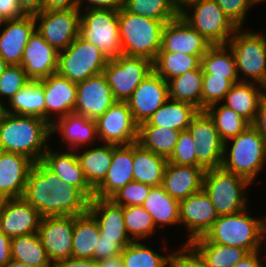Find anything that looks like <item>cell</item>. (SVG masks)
<instances>
[{
  "label": "cell",
  "mask_w": 266,
  "mask_h": 267,
  "mask_svg": "<svg viewBox=\"0 0 266 267\" xmlns=\"http://www.w3.org/2000/svg\"><path fill=\"white\" fill-rule=\"evenodd\" d=\"M23 198L44 217L78 216L89 209L90 200L66 184L41 161L33 163Z\"/></svg>",
  "instance_id": "cell-1"
},
{
  "label": "cell",
  "mask_w": 266,
  "mask_h": 267,
  "mask_svg": "<svg viewBox=\"0 0 266 267\" xmlns=\"http://www.w3.org/2000/svg\"><path fill=\"white\" fill-rule=\"evenodd\" d=\"M50 124L32 116L7 113L0 121V151L27 156L34 163L51 145Z\"/></svg>",
  "instance_id": "cell-2"
},
{
  "label": "cell",
  "mask_w": 266,
  "mask_h": 267,
  "mask_svg": "<svg viewBox=\"0 0 266 267\" xmlns=\"http://www.w3.org/2000/svg\"><path fill=\"white\" fill-rule=\"evenodd\" d=\"M250 211L248 207L219 216L204 237L211 243L244 248L250 253L266 249V214L258 217Z\"/></svg>",
  "instance_id": "cell-3"
},
{
  "label": "cell",
  "mask_w": 266,
  "mask_h": 267,
  "mask_svg": "<svg viewBox=\"0 0 266 267\" xmlns=\"http://www.w3.org/2000/svg\"><path fill=\"white\" fill-rule=\"evenodd\" d=\"M265 164V141L252 125L224 142L220 166L223 169L242 176L254 184L259 174H263L262 172L266 170Z\"/></svg>",
  "instance_id": "cell-4"
},
{
  "label": "cell",
  "mask_w": 266,
  "mask_h": 267,
  "mask_svg": "<svg viewBox=\"0 0 266 267\" xmlns=\"http://www.w3.org/2000/svg\"><path fill=\"white\" fill-rule=\"evenodd\" d=\"M118 24L122 54L153 62L161 48L165 23L132 14L122 6L118 11Z\"/></svg>",
  "instance_id": "cell-5"
},
{
  "label": "cell",
  "mask_w": 266,
  "mask_h": 267,
  "mask_svg": "<svg viewBox=\"0 0 266 267\" xmlns=\"http://www.w3.org/2000/svg\"><path fill=\"white\" fill-rule=\"evenodd\" d=\"M249 187H253L249 180L222 167L205 170L202 189L218 216L239 213L250 207Z\"/></svg>",
  "instance_id": "cell-6"
},
{
  "label": "cell",
  "mask_w": 266,
  "mask_h": 267,
  "mask_svg": "<svg viewBox=\"0 0 266 267\" xmlns=\"http://www.w3.org/2000/svg\"><path fill=\"white\" fill-rule=\"evenodd\" d=\"M247 29L238 28L227 45L235 57L239 80L259 83L266 73V33Z\"/></svg>",
  "instance_id": "cell-7"
},
{
  "label": "cell",
  "mask_w": 266,
  "mask_h": 267,
  "mask_svg": "<svg viewBox=\"0 0 266 267\" xmlns=\"http://www.w3.org/2000/svg\"><path fill=\"white\" fill-rule=\"evenodd\" d=\"M118 11L80 10L79 36L98 47L108 60L115 59L122 54Z\"/></svg>",
  "instance_id": "cell-8"
},
{
  "label": "cell",
  "mask_w": 266,
  "mask_h": 267,
  "mask_svg": "<svg viewBox=\"0 0 266 267\" xmlns=\"http://www.w3.org/2000/svg\"><path fill=\"white\" fill-rule=\"evenodd\" d=\"M108 62L102 51L79 35L58 54L57 73L73 83L103 73Z\"/></svg>",
  "instance_id": "cell-9"
},
{
  "label": "cell",
  "mask_w": 266,
  "mask_h": 267,
  "mask_svg": "<svg viewBox=\"0 0 266 267\" xmlns=\"http://www.w3.org/2000/svg\"><path fill=\"white\" fill-rule=\"evenodd\" d=\"M180 15L211 45H227L238 29L214 0H199Z\"/></svg>",
  "instance_id": "cell-10"
},
{
  "label": "cell",
  "mask_w": 266,
  "mask_h": 267,
  "mask_svg": "<svg viewBox=\"0 0 266 267\" xmlns=\"http://www.w3.org/2000/svg\"><path fill=\"white\" fill-rule=\"evenodd\" d=\"M153 71V62L144 57L119 55L108 60L103 74L116 101H127L136 87Z\"/></svg>",
  "instance_id": "cell-11"
},
{
  "label": "cell",
  "mask_w": 266,
  "mask_h": 267,
  "mask_svg": "<svg viewBox=\"0 0 266 267\" xmlns=\"http://www.w3.org/2000/svg\"><path fill=\"white\" fill-rule=\"evenodd\" d=\"M95 121L99 143L126 146L138 141V125L127 101H116Z\"/></svg>",
  "instance_id": "cell-12"
},
{
  "label": "cell",
  "mask_w": 266,
  "mask_h": 267,
  "mask_svg": "<svg viewBox=\"0 0 266 267\" xmlns=\"http://www.w3.org/2000/svg\"><path fill=\"white\" fill-rule=\"evenodd\" d=\"M36 30L58 52L65 50L79 35L80 10H43L34 15Z\"/></svg>",
  "instance_id": "cell-13"
},
{
  "label": "cell",
  "mask_w": 266,
  "mask_h": 267,
  "mask_svg": "<svg viewBox=\"0 0 266 267\" xmlns=\"http://www.w3.org/2000/svg\"><path fill=\"white\" fill-rule=\"evenodd\" d=\"M218 213L214 208L206 192L194 193L179 202L180 229L185 233L183 244H189L192 240L204 236L213 226L218 218Z\"/></svg>",
  "instance_id": "cell-14"
},
{
  "label": "cell",
  "mask_w": 266,
  "mask_h": 267,
  "mask_svg": "<svg viewBox=\"0 0 266 267\" xmlns=\"http://www.w3.org/2000/svg\"><path fill=\"white\" fill-rule=\"evenodd\" d=\"M187 130L196 144L197 161L205 168H219L222 163L224 141L205 110H199Z\"/></svg>",
  "instance_id": "cell-15"
},
{
  "label": "cell",
  "mask_w": 266,
  "mask_h": 267,
  "mask_svg": "<svg viewBox=\"0 0 266 267\" xmlns=\"http://www.w3.org/2000/svg\"><path fill=\"white\" fill-rule=\"evenodd\" d=\"M50 133L51 141L58 135L60 149L77 150L99 143L96 121L74 112L55 120L50 125Z\"/></svg>",
  "instance_id": "cell-16"
},
{
  "label": "cell",
  "mask_w": 266,
  "mask_h": 267,
  "mask_svg": "<svg viewBox=\"0 0 266 267\" xmlns=\"http://www.w3.org/2000/svg\"><path fill=\"white\" fill-rule=\"evenodd\" d=\"M169 99L168 82L154 70L127 100L134 122L139 126Z\"/></svg>",
  "instance_id": "cell-17"
},
{
  "label": "cell",
  "mask_w": 266,
  "mask_h": 267,
  "mask_svg": "<svg viewBox=\"0 0 266 267\" xmlns=\"http://www.w3.org/2000/svg\"><path fill=\"white\" fill-rule=\"evenodd\" d=\"M73 228L74 216H55L41 219L37 234L52 264L71 257Z\"/></svg>",
  "instance_id": "cell-18"
},
{
  "label": "cell",
  "mask_w": 266,
  "mask_h": 267,
  "mask_svg": "<svg viewBox=\"0 0 266 267\" xmlns=\"http://www.w3.org/2000/svg\"><path fill=\"white\" fill-rule=\"evenodd\" d=\"M41 219L23 197L0 200V231L9 238L37 233Z\"/></svg>",
  "instance_id": "cell-19"
},
{
  "label": "cell",
  "mask_w": 266,
  "mask_h": 267,
  "mask_svg": "<svg viewBox=\"0 0 266 267\" xmlns=\"http://www.w3.org/2000/svg\"><path fill=\"white\" fill-rule=\"evenodd\" d=\"M116 102L103 73L77 83L74 113L96 120Z\"/></svg>",
  "instance_id": "cell-20"
},
{
  "label": "cell",
  "mask_w": 266,
  "mask_h": 267,
  "mask_svg": "<svg viewBox=\"0 0 266 267\" xmlns=\"http://www.w3.org/2000/svg\"><path fill=\"white\" fill-rule=\"evenodd\" d=\"M212 45L179 15L166 22L159 52L203 56Z\"/></svg>",
  "instance_id": "cell-21"
},
{
  "label": "cell",
  "mask_w": 266,
  "mask_h": 267,
  "mask_svg": "<svg viewBox=\"0 0 266 267\" xmlns=\"http://www.w3.org/2000/svg\"><path fill=\"white\" fill-rule=\"evenodd\" d=\"M45 98V120L51 125L55 120L74 112L77 84L54 73L41 79Z\"/></svg>",
  "instance_id": "cell-22"
},
{
  "label": "cell",
  "mask_w": 266,
  "mask_h": 267,
  "mask_svg": "<svg viewBox=\"0 0 266 267\" xmlns=\"http://www.w3.org/2000/svg\"><path fill=\"white\" fill-rule=\"evenodd\" d=\"M58 54L35 29L25 46L20 66L30 80L38 81L57 73Z\"/></svg>",
  "instance_id": "cell-23"
},
{
  "label": "cell",
  "mask_w": 266,
  "mask_h": 267,
  "mask_svg": "<svg viewBox=\"0 0 266 267\" xmlns=\"http://www.w3.org/2000/svg\"><path fill=\"white\" fill-rule=\"evenodd\" d=\"M50 145L42 163L66 184L78 188L89 200L94 197V189L86 180L75 150L60 149ZM54 148V150H53Z\"/></svg>",
  "instance_id": "cell-24"
},
{
  "label": "cell",
  "mask_w": 266,
  "mask_h": 267,
  "mask_svg": "<svg viewBox=\"0 0 266 267\" xmlns=\"http://www.w3.org/2000/svg\"><path fill=\"white\" fill-rule=\"evenodd\" d=\"M36 29L34 15L5 20L0 27V56L8 65H20L25 46Z\"/></svg>",
  "instance_id": "cell-25"
},
{
  "label": "cell",
  "mask_w": 266,
  "mask_h": 267,
  "mask_svg": "<svg viewBox=\"0 0 266 267\" xmlns=\"http://www.w3.org/2000/svg\"><path fill=\"white\" fill-rule=\"evenodd\" d=\"M33 163L25 155L0 151V200L23 197Z\"/></svg>",
  "instance_id": "cell-26"
},
{
  "label": "cell",
  "mask_w": 266,
  "mask_h": 267,
  "mask_svg": "<svg viewBox=\"0 0 266 267\" xmlns=\"http://www.w3.org/2000/svg\"><path fill=\"white\" fill-rule=\"evenodd\" d=\"M133 144L112 145V161L105 179L94 189V197L110 199L119 189L133 181Z\"/></svg>",
  "instance_id": "cell-27"
},
{
  "label": "cell",
  "mask_w": 266,
  "mask_h": 267,
  "mask_svg": "<svg viewBox=\"0 0 266 267\" xmlns=\"http://www.w3.org/2000/svg\"><path fill=\"white\" fill-rule=\"evenodd\" d=\"M88 212L96 219L100 235L104 238L116 239L123 248L133 241L125 228L122 206L114 204L110 199L93 197Z\"/></svg>",
  "instance_id": "cell-28"
},
{
  "label": "cell",
  "mask_w": 266,
  "mask_h": 267,
  "mask_svg": "<svg viewBox=\"0 0 266 267\" xmlns=\"http://www.w3.org/2000/svg\"><path fill=\"white\" fill-rule=\"evenodd\" d=\"M203 166L176 165L167 162L162 187L175 200L182 201L203 188Z\"/></svg>",
  "instance_id": "cell-29"
},
{
  "label": "cell",
  "mask_w": 266,
  "mask_h": 267,
  "mask_svg": "<svg viewBox=\"0 0 266 267\" xmlns=\"http://www.w3.org/2000/svg\"><path fill=\"white\" fill-rule=\"evenodd\" d=\"M163 234L166 233H162L163 239L160 240L162 246L159 248L153 247V240L132 241L124 247L120 254L124 267H170L171 254L175 248L169 246V241Z\"/></svg>",
  "instance_id": "cell-30"
},
{
  "label": "cell",
  "mask_w": 266,
  "mask_h": 267,
  "mask_svg": "<svg viewBox=\"0 0 266 267\" xmlns=\"http://www.w3.org/2000/svg\"><path fill=\"white\" fill-rule=\"evenodd\" d=\"M142 207L151 214L154 225L161 232L169 226L180 227L179 201L171 197L162 186L151 188Z\"/></svg>",
  "instance_id": "cell-31"
},
{
  "label": "cell",
  "mask_w": 266,
  "mask_h": 267,
  "mask_svg": "<svg viewBox=\"0 0 266 267\" xmlns=\"http://www.w3.org/2000/svg\"><path fill=\"white\" fill-rule=\"evenodd\" d=\"M86 180L95 189L104 179L112 161V145L98 143L75 150Z\"/></svg>",
  "instance_id": "cell-32"
},
{
  "label": "cell",
  "mask_w": 266,
  "mask_h": 267,
  "mask_svg": "<svg viewBox=\"0 0 266 267\" xmlns=\"http://www.w3.org/2000/svg\"><path fill=\"white\" fill-rule=\"evenodd\" d=\"M167 158L144 149L139 143L133 144V181L152 187L161 186Z\"/></svg>",
  "instance_id": "cell-33"
},
{
  "label": "cell",
  "mask_w": 266,
  "mask_h": 267,
  "mask_svg": "<svg viewBox=\"0 0 266 267\" xmlns=\"http://www.w3.org/2000/svg\"><path fill=\"white\" fill-rule=\"evenodd\" d=\"M262 99L259 83L240 81L233 84L222 103L252 124Z\"/></svg>",
  "instance_id": "cell-34"
},
{
  "label": "cell",
  "mask_w": 266,
  "mask_h": 267,
  "mask_svg": "<svg viewBox=\"0 0 266 267\" xmlns=\"http://www.w3.org/2000/svg\"><path fill=\"white\" fill-rule=\"evenodd\" d=\"M189 245L201 256L207 267H233L250 254L247 249L209 242L204 236Z\"/></svg>",
  "instance_id": "cell-35"
},
{
  "label": "cell",
  "mask_w": 266,
  "mask_h": 267,
  "mask_svg": "<svg viewBox=\"0 0 266 267\" xmlns=\"http://www.w3.org/2000/svg\"><path fill=\"white\" fill-rule=\"evenodd\" d=\"M199 109L194 105L168 99L146 121L148 125L168 127L179 131L187 130Z\"/></svg>",
  "instance_id": "cell-36"
},
{
  "label": "cell",
  "mask_w": 266,
  "mask_h": 267,
  "mask_svg": "<svg viewBox=\"0 0 266 267\" xmlns=\"http://www.w3.org/2000/svg\"><path fill=\"white\" fill-rule=\"evenodd\" d=\"M7 113L45 120V98L41 80H31L6 104Z\"/></svg>",
  "instance_id": "cell-37"
},
{
  "label": "cell",
  "mask_w": 266,
  "mask_h": 267,
  "mask_svg": "<svg viewBox=\"0 0 266 267\" xmlns=\"http://www.w3.org/2000/svg\"><path fill=\"white\" fill-rule=\"evenodd\" d=\"M100 229L96 219L87 211L74 216L71 257L77 259L93 258Z\"/></svg>",
  "instance_id": "cell-38"
},
{
  "label": "cell",
  "mask_w": 266,
  "mask_h": 267,
  "mask_svg": "<svg viewBox=\"0 0 266 267\" xmlns=\"http://www.w3.org/2000/svg\"><path fill=\"white\" fill-rule=\"evenodd\" d=\"M181 131L168 127L151 126L146 122L138 126V141L144 149L169 158L174 151Z\"/></svg>",
  "instance_id": "cell-39"
},
{
  "label": "cell",
  "mask_w": 266,
  "mask_h": 267,
  "mask_svg": "<svg viewBox=\"0 0 266 267\" xmlns=\"http://www.w3.org/2000/svg\"><path fill=\"white\" fill-rule=\"evenodd\" d=\"M11 259L31 267H53L37 233L11 238Z\"/></svg>",
  "instance_id": "cell-40"
},
{
  "label": "cell",
  "mask_w": 266,
  "mask_h": 267,
  "mask_svg": "<svg viewBox=\"0 0 266 267\" xmlns=\"http://www.w3.org/2000/svg\"><path fill=\"white\" fill-rule=\"evenodd\" d=\"M202 67L190 70L168 81L169 98L187 102L202 110Z\"/></svg>",
  "instance_id": "cell-41"
},
{
  "label": "cell",
  "mask_w": 266,
  "mask_h": 267,
  "mask_svg": "<svg viewBox=\"0 0 266 267\" xmlns=\"http://www.w3.org/2000/svg\"><path fill=\"white\" fill-rule=\"evenodd\" d=\"M203 74H211L230 79L233 83L240 82L236 61L228 45H212L201 58Z\"/></svg>",
  "instance_id": "cell-42"
},
{
  "label": "cell",
  "mask_w": 266,
  "mask_h": 267,
  "mask_svg": "<svg viewBox=\"0 0 266 267\" xmlns=\"http://www.w3.org/2000/svg\"><path fill=\"white\" fill-rule=\"evenodd\" d=\"M202 56L176 52H158L153 61V70L165 81L201 67Z\"/></svg>",
  "instance_id": "cell-43"
},
{
  "label": "cell",
  "mask_w": 266,
  "mask_h": 267,
  "mask_svg": "<svg viewBox=\"0 0 266 267\" xmlns=\"http://www.w3.org/2000/svg\"><path fill=\"white\" fill-rule=\"evenodd\" d=\"M205 111L213 120L224 142L236 137L251 125L245 118L222 102L208 106Z\"/></svg>",
  "instance_id": "cell-44"
},
{
  "label": "cell",
  "mask_w": 266,
  "mask_h": 267,
  "mask_svg": "<svg viewBox=\"0 0 266 267\" xmlns=\"http://www.w3.org/2000/svg\"><path fill=\"white\" fill-rule=\"evenodd\" d=\"M123 215L126 231L133 241H149L160 232L154 225L151 214L142 206L123 207Z\"/></svg>",
  "instance_id": "cell-45"
},
{
  "label": "cell",
  "mask_w": 266,
  "mask_h": 267,
  "mask_svg": "<svg viewBox=\"0 0 266 267\" xmlns=\"http://www.w3.org/2000/svg\"><path fill=\"white\" fill-rule=\"evenodd\" d=\"M123 7L132 14L163 23L172 21L180 15L171 0H123Z\"/></svg>",
  "instance_id": "cell-46"
},
{
  "label": "cell",
  "mask_w": 266,
  "mask_h": 267,
  "mask_svg": "<svg viewBox=\"0 0 266 267\" xmlns=\"http://www.w3.org/2000/svg\"><path fill=\"white\" fill-rule=\"evenodd\" d=\"M30 81L20 65H9L0 76V99L7 104Z\"/></svg>",
  "instance_id": "cell-47"
},
{
  "label": "cell",
  "mask_w": 266,
  "mask_h": 267,
  "mask_svg": "<svg viewBox=\"0 0 266 267\" xmlns=\"http://www.w3.org/2000/svg\"><path fill=\"white\" fill-rule=\"evenodd\" d=\"M233 84L230 79L203 74L202 110L212 104L221 103Z\"/></svg>",
  "instance_id": "cell-48"
},
{
  "label": "cell",
  "mask_w": 266,
  "mask_h": 267,
  "mask_svg": "<svg viewBox=\"0 0 266 267\" xmlns=\"http://www.w3.org/2000/svg\"><path fill=\"white\" fill-rule=\"evenodd\" d=\"M196 144L188 130L181 131L174 151L167 159L176 165L202 166L196 158Z\"/></svg>",
  "instance_id": "cell-49"
},
{
  "label": "cell",
  "mask_w": 266,
  "mask_h": 267,
  "mask_svg": "<svg viewBox=\"0 0 266 267\" xmlns=\"http://www.w3.org/2000/svg\"><path fill=\"white\" fill-rule=\"evenodd\" d=\"M152 186L131 181L119 189L110 200L119 206H142Z\"/></svg>",
  "instance_id": "cell-50"
},
{
  "label": "cell",
  "mask_w": 266,
  "mask_h": 267,
  "mask_svg": "<svg viewBox=\"0 0 266 267\" xmlns=\"http://www.w3.org/2000/svg\"><path fill=\"white\" fill-rule=\"evenodd\" d=\"M224 14L238 27L246 26L247 15L253 6L258 5L256 0H214ZM250 9V10H249Z\"/></svg>",
  "instance_id": "cell-51"
},
{
  "label": "cell",
  "mask_w": 266,
  "mask_h": 267,
  "mask_svg": "<svg viewBox=\"0 0 266 267\" xmlns=\"http://www.w3.org/2000/svg\"><path fill=\"white\" fill-rule=\"evenodd\" d=\"M173 249L170 267H207L201 256L189 245L179 244Z\"/></svg>",
  "instance_id": "cell-52"
},
{
  "label": "cell",
  "mask_w": 266,
  "mask_h": 267,
  "mask_svg": "<svg viewBox=\"0 0 266 267\" xmlns=\"http://www.w3.org/2000/svg\"><path fill=\"white\" fill-rule=\"evenodd\" d=\"M123 247L116 241V239L104 238L99 235L97 244L95 245L93 259L100 261L102 259L119 256Z\"/></svg>",
  "instance_id": "cell-53"
},
{
  "label": "cell",
  "mask_w": 266,
  "mask_h": 267,
  "mask_svg": "<svg viewBox=\"0 0 266 267\" xmlns=\"http://www.w3.org/2000/svg\"><path fill=\"white\" fill-rule=\"evenodd\" d=\"M123 6V0H77L78 10L108 9L119 10Z\"/></svg>",
  "instance_id": "cell-54"
},
{
  "label": "cell",
  "mask_w": 266,
  "mask_h": 267,
  "mask_svg": "<svg viewBox=\"0 0 266 267\" xmlns=\"http://www.w3.org/2000/svg\"><path fill=\"white\" fill-rule=\"evenodd\" d=\"M25 14L21 11L18 0H0V19L13 20L24 17Z\"/></svg>",
  "instance_id": "cell-55"
},
{
  "label": "cell",
  "mask_w": 266,
  "mask_h": 267,
  "mask_svg": "<svg viewBox=\"0 0 266 267\" xmlns=\"http://www.w3.org/2000/svg\"><path fill=\"white\" fill-rule=\"evenodd\" d=\"M233 267H266V249L251 252Z\"/></svg>",
  "instance_id": "cell-56"
},
{
  "label": "cell",
  "mask_w": 266,
  "mask_h": 267,
  "mask_svg": "<svg viewBox=\"0 0 266 267\" xmlns=\"http://www.w3.org/2000/svg\"><path fill=\"white\" fill-rule=\"evenodd\" d=\"M53 267H98V261L93 258H66L56 261Z\"/></svg>",
  "instance_id": "cell-57"
},
{
  "label": "cell",
  "mask_w": 266,
  "mask_h": 267,
  "mask_svg": "<svg viewBox=\"0 0 266 267\" xmlns=\"http://www.w3.org/2000/svg\"><path fill=\"white\" fill-rule=\"evenodd\" d=\"M251 125L261 134L266 145V99H262L255 120Z\"/></svg>",
  "instance_id": "cell-58"
},
{
  "label": "cell",
  "mask_w": 266,
  "mask_h": 267,
  "mask_svg": "<svg viewBox=\"0 0 266 267\" xmlns=\"http://www.w3.org/2000/svg\"><path fill=\"white\" fill-rule=\"evenodd\" d=\"M78 9L77 0H43V10Z\"/></svg>",
  "instance_id": "cell-59"
},
{
  "label": "cell",
  "mask_w": 266,
  "mask_h": 267,
  "mask_svg": "<svg viewBox=\"0 0 266 267\" xmlns=\"http://www.w3.org/2000/svg\"><path fill=\"white\" fill-rule=\"evenodd\" d=\"M18 4L25 15H36L43 11V0H18Z\"/></svg>",
  "instance_id": "cell-60"
},
{
  "label": "cell",
  "mask_w": 266,
  "mask_h": 267,
  "mask_svg": "<svg viewBox=\"0 0 266 267\" xmlns=\"http://www.w3.org/2000/svg\"><path fill=\"white\" fill-rule=\"evenodd\" d=\"M11 238L0 231V267L11 260Z\"/></svg>",
  "instance_id": "cell-61"
},
{
  "label": "cell",
  "mask_w": 266,
  "mask_h": 267,
  "mask_svg": "<svg viewBox=\"0 0 266 267\" xmlns=\"http://www.w3.org/2000/svg\"><path fill=\"white\" fill-rule=\"evenodd\" d=\"M98 267H124V264L121 255H119L98 261Z\"/></svg>",
  "instance_id": "cell-62"
},
{
  "label": "cell",
  "mask_w": 266,
  "mask_h": 267,
  "mask_svg": "<svg viewBox=\"0 0 266 267\" xmlns=\"http://www.w3.org/2000/svg\"><path fill=\"white\" fill-rule=\"evenodd\" d=\"M174 8L179 12H183L191 4L198 2L199 0H171Z\"/></svg>",
  "instance_id": "cell-63"
},
{
  "label": "cell",
  "mask_w": 266,
  "mask_h": 267,
  "mask_svg": "<svg viewBox=\"0 0 266 267\" xmlns=\"http://www.w3.org/2000/svg\"><path fill=\"white\" fill-rule=\"evenodd\" d=\"M259 87L261 90L262 98L266 99V73L264 74L263 79L259 82Z\"/></svg>",
  "instance_id": "cell-64"
},
{
  "label": "cell",
  "mask_w": 266,
  "mask_h": 267,
  "mask_svg": "<svg viewBox=\"0 0 266 267\" xmlns=\"http://www.w3.org/2000/svg\"><path fill=\"white\" fill-rule=\"evenodd\" d=\"M3 267H31V266H28L26 264H23V263H19V262H16L14 260H10L6 265H4Z\"/></svg>",
  "instance_id": "cell-65"
},
{
  "label": "cell",
  "mask_w": 266,
  "mask_h": 267,
  "mask_svg": "<svg viewBox=\"0 0 266 267\" xmlns=\"http://www.w3.org/2000/svg\"><path fill=\"white\" fill-rule=\"evenodd\" d=\"M6 114V104L0 99V121L5 117Z\"/></svg>",
  "instance_id": "cell-66"
},
{
  "label": "cell",
  "mask_w": 266,
  "mask_h": 267,
  "mask_svg": "<svg viewBox=\"0 0 266 267\" xmlns=\"http://www.w3.org/2000/svg\"><path fill=\"white\" fill-rule=\"evenodd\" d=\"M9 65L0 56V76Z\"/></svg>",
  "instance_id": "cell-67"
},
{
  "label": "cell",
  "mask_w": 266,
  "mask_h": 267,
  "mask_svg": "<svg viewBox=\"0 0 266 267\" xmlns=\"http://www.w3.org/2000/svg\"><path fill=\"white\" fill-rule=\"evenodd\" d=\"M256 2H257V4H261V2H262V4H263V2H264V4H266V3H265L266 0H256Z\"/></svg>",
  "instance_id": "cell-68"
}]
</instances>
